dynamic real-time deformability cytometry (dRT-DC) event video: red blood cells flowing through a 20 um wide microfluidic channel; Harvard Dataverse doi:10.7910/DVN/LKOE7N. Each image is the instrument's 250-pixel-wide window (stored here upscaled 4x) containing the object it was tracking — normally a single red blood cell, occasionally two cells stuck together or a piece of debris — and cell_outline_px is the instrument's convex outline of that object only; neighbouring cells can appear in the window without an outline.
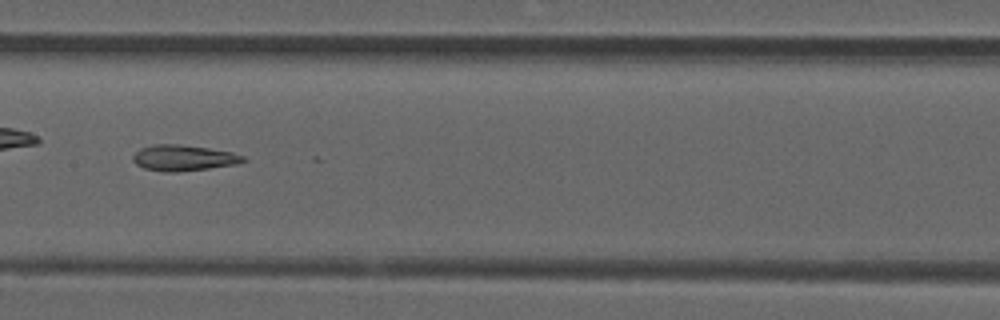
{"species": "common noctule bat (a hibernating species)", "species_latin": "Nyctalus noctula", "temperature_condition": "room temperature", "stored_images_in_passage": 47, "camera_frame_rate_fps": 3000, "um_per_image_px": 0.085, "animal": {"sex": "male", "forearm_length_mm": 52.5}, "frame": {"image": 1, "passage_image": 21, "time_ms": 6.667, "image_size_px": [1000, 320], "cell_outline_px": [[248, 160], [236, 164], [208, 168], [176, 172], [164, 172], [144, 168], [136, 164], [132, 160], [132, 156], [140, 148], [156, 144], [176, 144], [208, 148], [232, 152], [244, 156]], "centroid_in_image_um": [15.59, 13.42], "position_along_channel_um": 191.8, "area_um2": 16.53}}
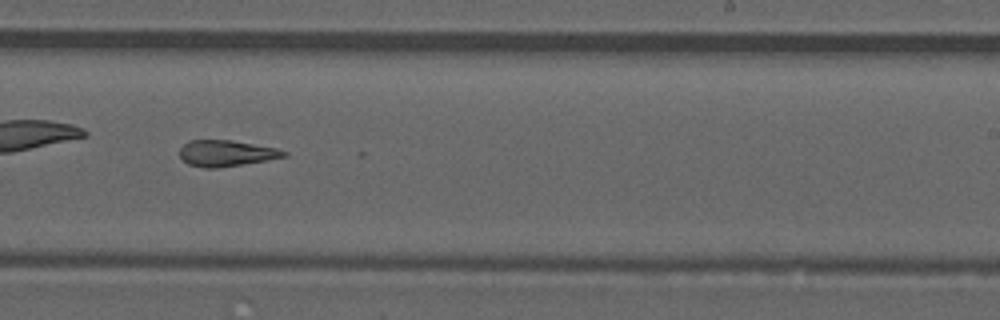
{"frame": {"image": 2, "passage_image": 27, "time_ms": 8.667, "image_size_px": [1000, 320], "cell_outline_px": [[288, 156], [268, 160], [216, 168], [204, 168], [188, 164], [180, 156], [180, 148], [188, 140], [232, 140], [276, 148], [288, 152]], "centroid_in_image_um": [19.24, 13.02], "position_along_channel_um": 269.8, "area_um2": 15.84}}